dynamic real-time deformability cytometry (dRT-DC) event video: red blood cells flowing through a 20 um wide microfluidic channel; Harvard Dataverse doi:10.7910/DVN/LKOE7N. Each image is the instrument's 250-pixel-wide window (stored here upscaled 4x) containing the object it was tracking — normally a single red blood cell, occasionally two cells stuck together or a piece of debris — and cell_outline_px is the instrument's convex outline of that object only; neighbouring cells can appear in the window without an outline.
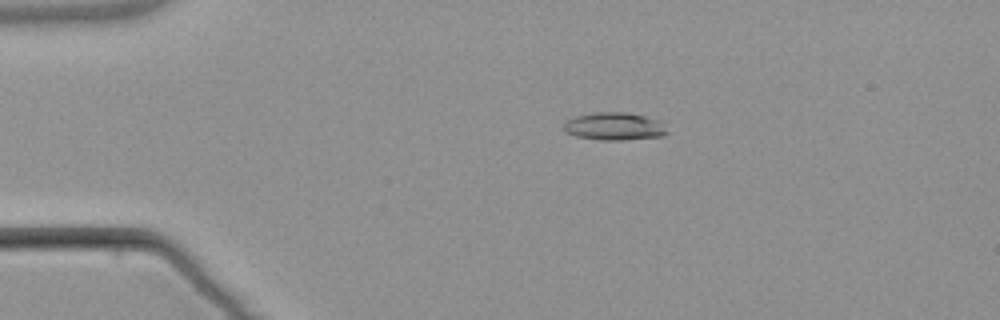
{"species": "common noctule bat (a hibernating species)", "species_latin": "Nyctalus noctula", "temperature_condition": "warm", "stored_images_in_passage": 3, "camera_frame_rate_fps": 3000, "um_per_image_px": 0.085, "animal": {"sex": "male", "body_mass_g": 21.5, "forearm_length_mm": 52.0}, "frame": {"image": 1, "passage_image": 1, "time_ms": 0.0, "image_size_px": [1000, 320], "cell_outline_px": [[668, 132], [664, 136], [624, 140], [600, 140], [576, 136], [564, 132], [564, 120], [576, 116], [596, 112], [624, 112], [644, 116], [660, 120]], "centroid_in_image_um": [52.21, 10.74], "position_along_channel_um": 32.8, "area_um2": 16.82}}
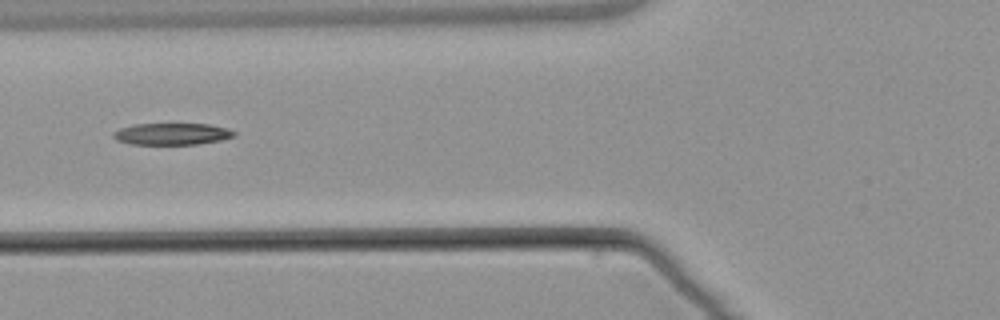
{"frame": {"image": 2, "passage_image": 3, "time_ms": 3.333, "image_size_px": [1000, 320], "cell_outline_px": [[236, 136], [220, 140], [200, 144], [132, 144], [116, 140], [112, 136], [112, 132], [120, 128], [132, 124], [208, 124], [228, 128], [236, 132]], "centroid_in_image_um": [14.61, 11.38], "position_along_channel_um": 111.2, "area_um2": 15.37}}